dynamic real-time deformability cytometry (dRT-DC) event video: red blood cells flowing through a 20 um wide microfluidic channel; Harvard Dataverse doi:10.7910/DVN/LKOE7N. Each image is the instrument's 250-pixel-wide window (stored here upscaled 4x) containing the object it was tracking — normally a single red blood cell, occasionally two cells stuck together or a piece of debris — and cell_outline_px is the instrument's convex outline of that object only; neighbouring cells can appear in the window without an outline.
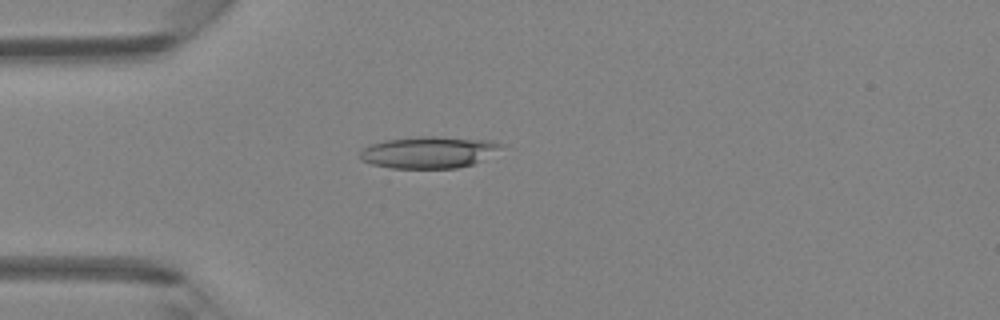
{"species": "Egyptian fruit bat (a non-hibernating species)", "species_latin": "Rousettus aegyptiacus", "temperature_condition": "room temperature", "stored_images_in_passage": 4, "camera_frame_rate_fps": 3000, "um_per_image_px": 0.085, "animal": {"sex": "female"}, "frame": {"image": 1, "passage_image": 4, "time_ms": 3.333, "image_size_px": [1000, 320], "cell_outline_px": [[504, 144], [500, 148], [480, 160], [472, 164], [456, 168], [392, 168], [372, 164], [360, 160], [360, 152], [368, 144], [384, 140], [420, 136], [436, 136], [492, 140]], "centroid_in_image_um": [36.39, 12.93], "position_along_channel_um": 48.6, "area_um2": 26.01}}